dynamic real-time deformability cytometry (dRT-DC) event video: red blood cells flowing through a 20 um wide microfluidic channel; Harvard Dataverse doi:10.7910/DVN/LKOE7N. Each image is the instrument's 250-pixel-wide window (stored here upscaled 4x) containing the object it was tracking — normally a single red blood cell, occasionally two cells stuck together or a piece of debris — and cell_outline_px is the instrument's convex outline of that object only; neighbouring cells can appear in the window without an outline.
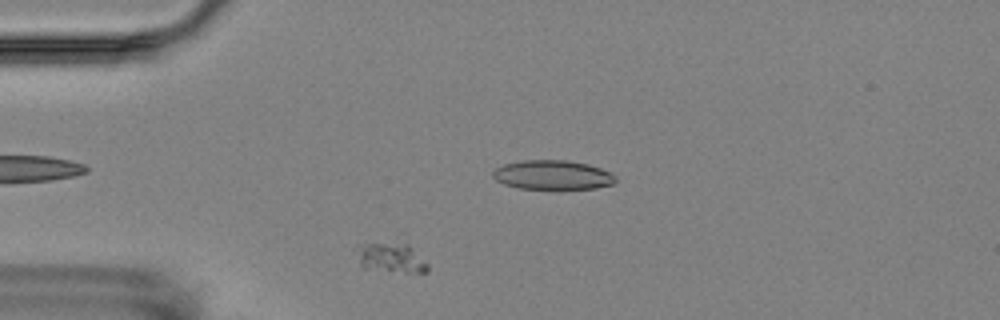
{"species": "Egyptian fruit bat (a non-hibernating species)", "species_latin": "Rousettus aegyptiacus", "temperature_condition": "room temperature", "stored_images_in_passage": 2, "segment_of_instrument_passage": [1, 2], "camera_frame_rate_fps": 3000, "um_per_image_px": 0.085, "animal": {"sex": "female"}, "frame": {"image": 1, "passage_image": 1, "time_ms": 0.0, "image_size_px": [1000, 320], "cell_outline_px": [[428, 272], [404, 272], [364, 268], [360, 264], [352, 248], [364, 244], [408, 244], [428, 264]], "centroid_in_image_um": [33.18, 21.92], "position_along_channel_um": 51.8, "area_um2": 12.08}}